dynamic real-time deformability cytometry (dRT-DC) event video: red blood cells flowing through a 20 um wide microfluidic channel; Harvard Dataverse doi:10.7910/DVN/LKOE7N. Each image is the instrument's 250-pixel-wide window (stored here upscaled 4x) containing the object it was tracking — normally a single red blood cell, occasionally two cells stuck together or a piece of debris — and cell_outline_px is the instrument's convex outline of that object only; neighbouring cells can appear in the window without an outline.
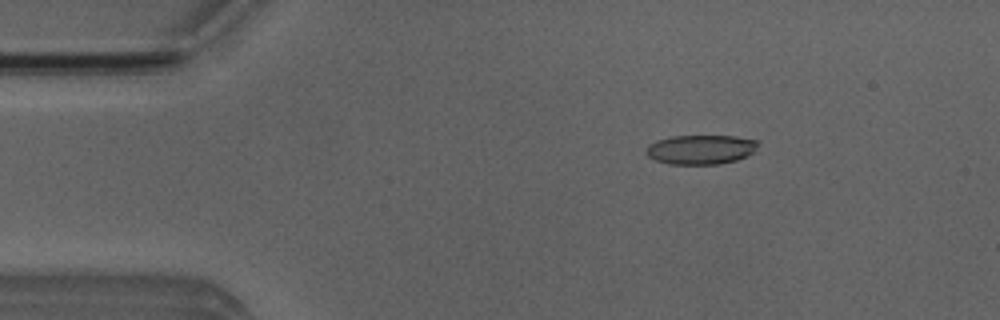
{"species": "Egyptian fruit bat (a non-hibernating species)", "species_latin": "Rousettus aegyptiacus", "temperature_condition": "room temperature", "stored_images_in_passage": 51, "camera_frame_rate_fps": 3000, "um_per_image_px": 0.085, "animal": {"sex": "male"}, "frame": {"image": 1, "passage_image": 8, "time_ms": 2.333, "image_size_px": [1000, 320], "cell_outline_px": [[760, 144], [756, 152], [748, 156], [736, 160], [720, 164], [668, 164], [656, 160], [648, 156], [644, 152], [648, 144], [656, 140], [672, 136], [736, 136], [756, 140]], "centroid_in_image_um": [59.59, 12.71], "position_along_channel_um": 25.4, "area_um2": 19.48}}
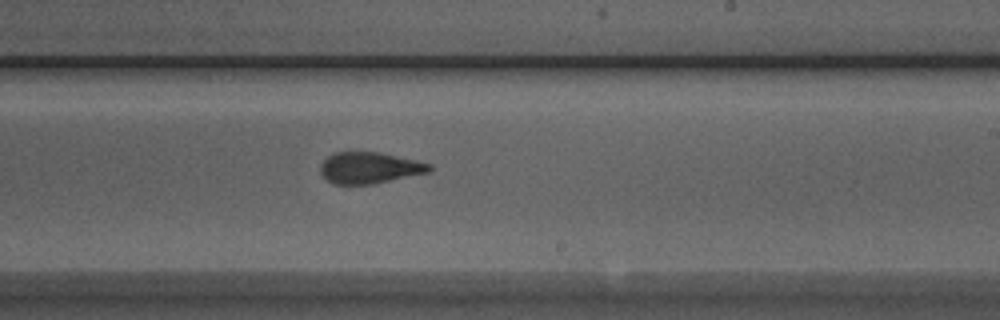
{"frame": {"image": 2, "passage_image": 30, "time_ms": 9.667, "image_size_px": [1000, 320], "cell_outline_px": [[432, 168], [428, 172], [372, 184], [332, 184], [320, 172], [320, 164], [332, 152], [380, 152], [416, 160], [432, 164]], "centroid_in_image_um": [31.39, 14.25], "position_along_channel_um": 257.6, "area_um2": 19.83}}
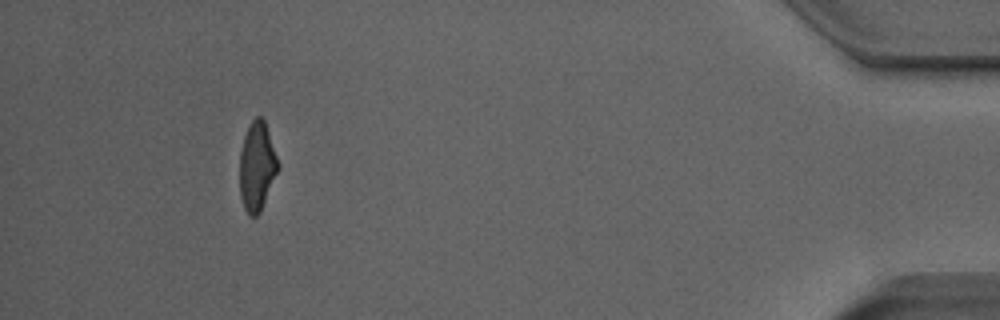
{"frame": {"image": 3, "passage_image": 47, "time_ms": 15.333, "image_size_px": [1000, 320], "cell_outline_px": [[276, 172], [260, 212], [256, 216], [248, 216], [244, 208], [240, 196], [240, 152], [244, 136], [248, 124], [256, 116], [260, 116], [264, 120], [276, 156]], "centroid_in_image_um": [21.79, 14.14], "position_along_channel_um": 413.4, "area_um2": 19.25}, "authors_computed_cell_mechanics": {"area_um2": 20.1722, "velocity_mm_per_s": 4.0014, "shape_relaxation_time_tau1_ms": 3.3716, "shape_relaxation_time_tau2_ms": 1.6046, "deformation_change_tau1": 0.1771, "deformation_change_tau2": 0.1081}}